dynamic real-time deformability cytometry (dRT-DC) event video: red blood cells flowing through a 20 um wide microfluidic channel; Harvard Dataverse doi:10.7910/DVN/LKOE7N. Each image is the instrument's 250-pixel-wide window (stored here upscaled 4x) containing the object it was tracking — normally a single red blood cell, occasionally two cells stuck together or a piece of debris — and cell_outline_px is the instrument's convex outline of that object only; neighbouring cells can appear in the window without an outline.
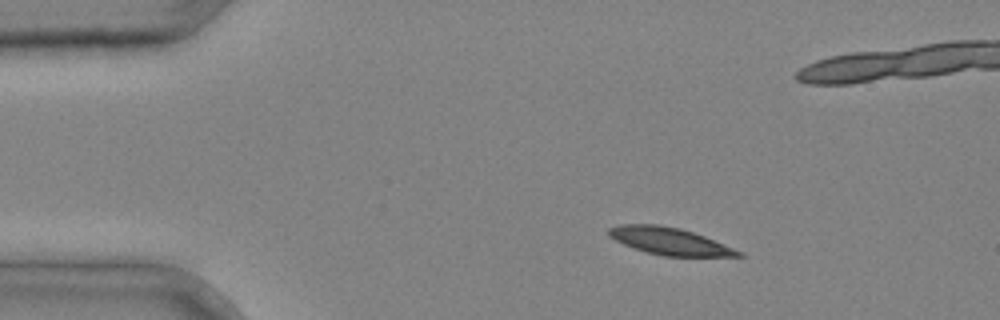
{"species": "common noctule bat (a hibernating species)", "species_latin": "Nyctalus noctula", "temperature_condition": "cold", "stored_images_in_passage": 3, "camera_frame_rate_fps": 3000, "um_per_image_px": 0.085, "animal": {"sex": "male", "body_mass_g": 20.4}, "frame": {"image": 1, "passage_image": 1, "time_ms": 0.0, "image_size_px": [1000, 320], "cell_outline_px": [[744, 256], [664, 256], [648, 252], [624, 244], [608, 236], [608, 228], [620, 224], [660, 224], [680, 228], [704, 236], [744, 252]], "centroid_in_image_um": [56.92, 20.49], "position_along_channel_um": 28.1, "area_um2": 20.35}}